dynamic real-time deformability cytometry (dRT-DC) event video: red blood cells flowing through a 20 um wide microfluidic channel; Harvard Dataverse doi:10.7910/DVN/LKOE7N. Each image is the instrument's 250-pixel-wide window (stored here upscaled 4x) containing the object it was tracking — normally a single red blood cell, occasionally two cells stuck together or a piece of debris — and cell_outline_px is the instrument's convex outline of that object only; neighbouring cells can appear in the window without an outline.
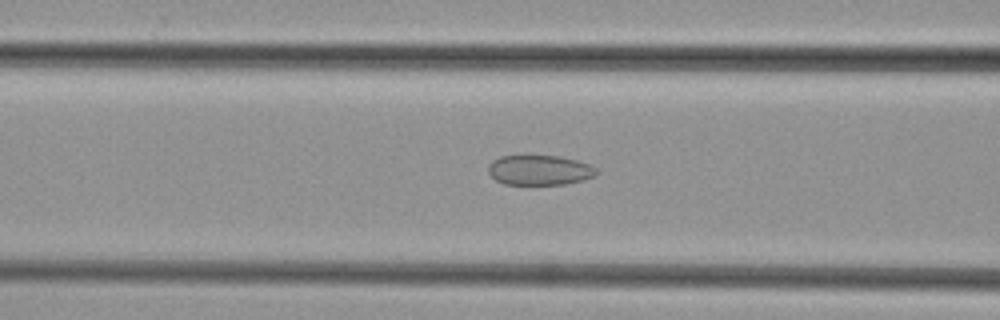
{"species": "common noctule bat (a hibernating species)", "species_latin": "Nyctalus noctula", "temperature_condition": "cold", "stored_images_in_passage": 48, "camera_frame_rate_fps": 3000, "um_per_image_px": 0.085, "animal": {"sex": "female", "body_mass_g": 29.2, "forearm_length_mm": 56.3}, "frame": {"image": 1, "passage_image": 19, "time_ms": 6.0, "image_size_px": [1000, 320], "cell_outline_px": [[596, 176], [584, 180], [564, 184], [504, 184], [496, 180], [488, 172], [488, 168], [492, 160], [500, 156], [560, 156], [576, 160], [588, 164], [596, 168]], "centroid_in_image_um": [45.86, 14.46], "position_along_channel_um": 120.7, "area_um2": 18.79}}
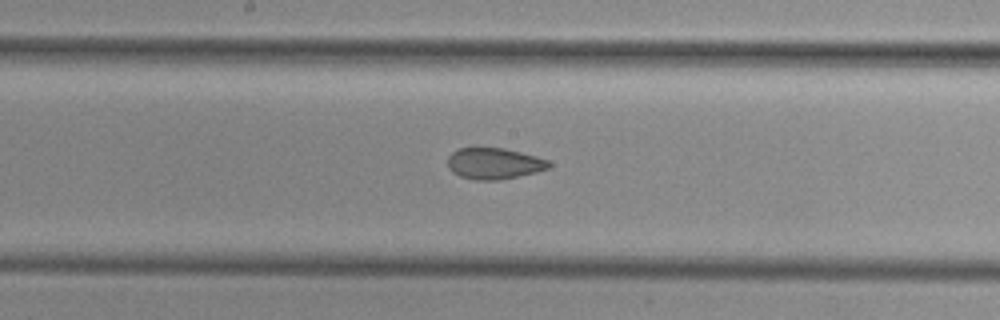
{"frame": {"image": 2, "passage_image": 25, "time_ms": 8.0, "image_size_px": [1000, 320], "cell_outline_px": [[552, 164], [548, 168], [536, 172], [496, 180], [476, 180], [460, 176], [452, 172], [448, 168], [448, 156], [452, 152], [460, 148], [504, 148], [536, 156], [548, 160]], "centroid_in_image_um": [41.98, 13.89], "position_along_channel_um": 206.2, "area_um2": 18.26}}
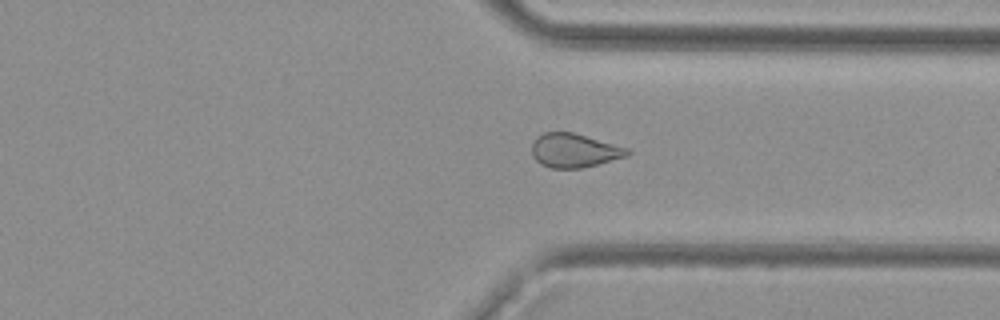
{"frame": {"image": 3, "passage_image": 36, "time_ms": 11.667, "image_size_px": [1000, 320], "cell_outline_px": [[632, 152], [628, 156], [580, 168], [552, 168], [540, 164], [532, 156], [532, 144], [536, 136], [544, 132], [572, 132], [628, 148]], "centroid_in_image_um": [48.79, 12.79], "position_along_channel_um": 362.6, "area_um2": 18.79}}